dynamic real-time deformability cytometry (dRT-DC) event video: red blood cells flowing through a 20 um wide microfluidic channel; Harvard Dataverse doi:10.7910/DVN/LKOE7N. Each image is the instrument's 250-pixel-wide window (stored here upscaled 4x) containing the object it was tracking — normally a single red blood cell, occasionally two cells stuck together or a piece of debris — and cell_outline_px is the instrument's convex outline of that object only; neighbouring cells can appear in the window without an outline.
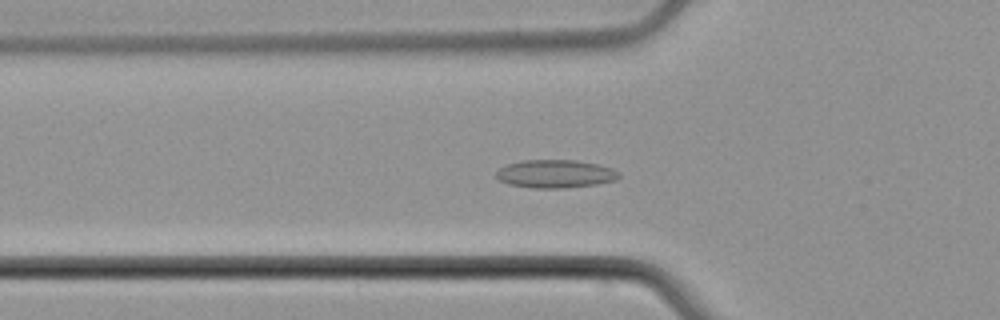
{"species": "common noctule bat (a hibernating species)", "species_latin": "Nyctalus noctula", "temperature_condition": "cold", "stored_images_in_passage": 56, "camera_frame_rate_fps": 3000, "um_per_image_px": 0.085, "animal": {"sex": "male", "body_mass_g": 21.5, "forearm_length_mm": 52.0}, "frame": {"image": 1, "passage_image": 20, "time_ms": 6.333, "image_size_px": [1000, 320], "cell_outline_px": [[620, 176], [616, 180], [596, 184], [564, 188], [532, 188], [508, 184], [500, 180], [496, 176], [496, 172], [500, 168], [508, 164], [524, 160], [576, 160], [600, 164], [612, 168], [620, 172]], "centroid_in_image_um": [47.24, 14.77], "position_along_channel_um": 78.6, "area_um2": 20.17}}
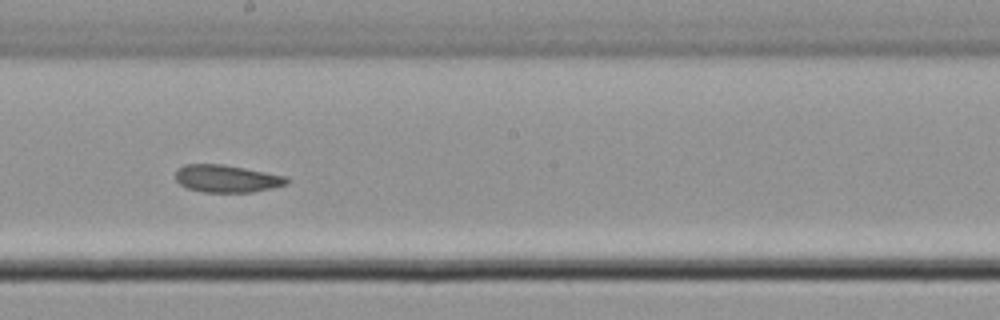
{"frame": {"image": 2, "passage_image": 32, "time_ms": 10.333, "image_size_px": [1000, 320], "cell_outline_px": [[288, 184], [272, 188], [252, 192], [204, 192], [188, 188], [180, 184], [176, 180], [176, 168], [184, 164], [224, 164], [288, 176]], "centroid_in_image_um": [19.28, 15.17], "position_along_channel_um": 228.9, "area_um2": 17.92}}
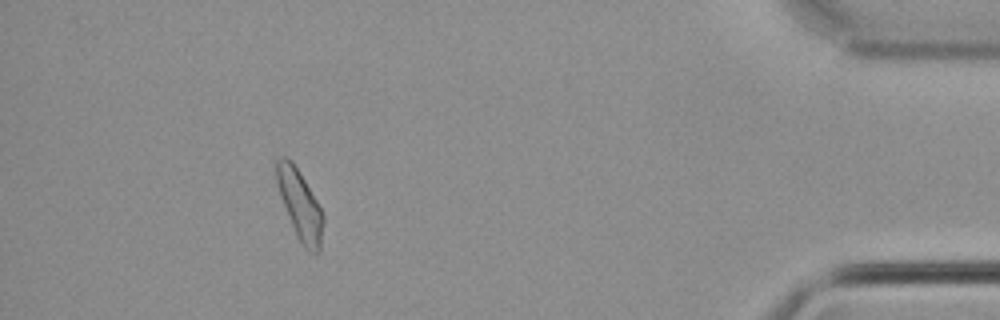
{"frame": {"image": 3, "passage_image": 51, "time_ms": 16.667, "image_size_px": [1000, 320], "cell_outline_px": [[324, 220], [320, 252], [308, 252], [304, 248], [296, 236], [280, 196], [276, 184], [276, 160], [280, 156], [284, 156], [292, 160], [316, 200], [324, 216]], "centroid_in_image_um": [25.48, 17.43], "position_along_channel_um": 409.7, "area_um2": 18.9}}